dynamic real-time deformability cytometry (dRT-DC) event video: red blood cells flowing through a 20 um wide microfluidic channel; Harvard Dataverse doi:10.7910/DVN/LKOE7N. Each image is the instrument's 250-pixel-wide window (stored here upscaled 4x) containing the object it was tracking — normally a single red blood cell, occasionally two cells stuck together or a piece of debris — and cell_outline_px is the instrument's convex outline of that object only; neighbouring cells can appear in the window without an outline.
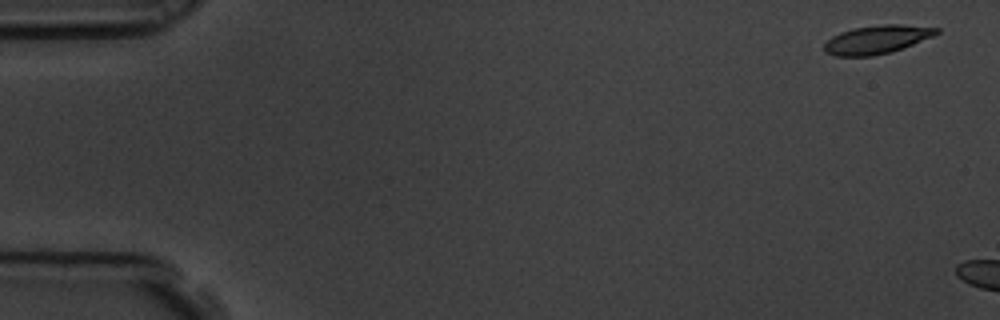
{"species": "common noctule bat (a hibernating species)", "species_latin": "Nyctalus noctula", "temperature_condition": "room temperature", "stored_images_in_passage": 2, "camera_frame_rate_fps": 3000, "um_per_image_px": 0.085, "animal": {"sex": "male", "body_mass_g": 19.5, "forearm_length_mm": 54.6}, "frame": {"image": 1, "passage_image": 1, "time_ms": 0.0, "image_size_px": [1000, 320], "cell_outline_px": [[940, 32], [932, 36], [892, 52], [872, 56], [836, 56], [824, 52], [824, 44], [832, 36], [840, 32], [852, 28], [884, 24], [900, 24], [940, 28]], "centroid_in_image_um": [74.51, 3.36], "position_along_channel_um": 10.5, "area_um2": 18.55}}